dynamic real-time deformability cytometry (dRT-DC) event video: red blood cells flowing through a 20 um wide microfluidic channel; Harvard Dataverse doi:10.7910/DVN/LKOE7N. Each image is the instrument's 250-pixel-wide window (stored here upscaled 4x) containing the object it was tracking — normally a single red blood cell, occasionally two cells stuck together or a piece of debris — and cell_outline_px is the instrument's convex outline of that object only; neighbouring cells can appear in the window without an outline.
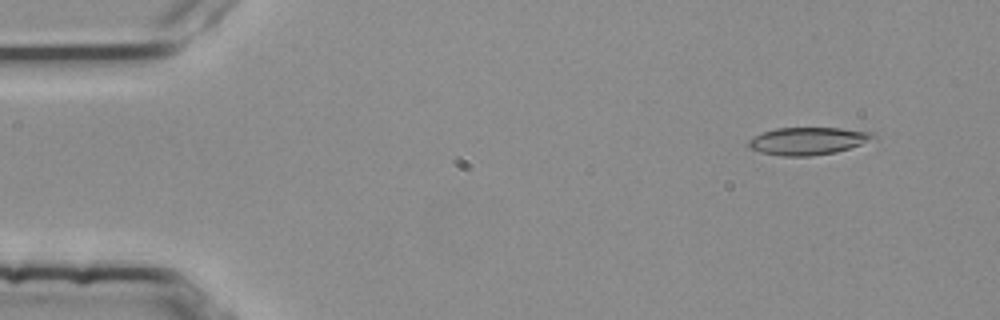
{"species": "common noctule bat (a hibernating species)", "species_latin": "Nyctalus noctula", "temperature_condition": "room temperature", "stored_images_in_passage": 51, "camera_frame_rate_fps": 3000, "um_per_image_px": 0.085, "animal": {"sex": "female", "body_mass_g": 25.1}, "frame": {"image": 1, "passage_image": 2, "time_ms": 0.333, "image_size_px": [1000, 320], "cell_outline_px": [[876, 136], [860, 144], [836, 152], [812, 156], [780, 156], [760, 152], [748, 148], [748, 140], [752, 136], [776, 128], [840, 128], [876, 132]], "centroid_in_image_um": [68.63, 11.98], "position_along_channel_um": 16.4, "area_um2": 20.0}}
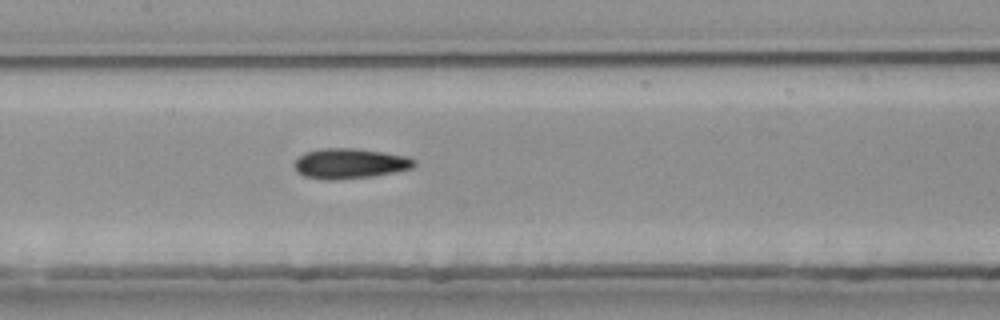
{"frame": {"image": 2, "passage_image": 23, "time_ms": 7.333, "image_size_px": [1000, 320], "cell_outline_px": [[416, 164], [412, 168], [396, 172], [372, 176], [336, 180], [324, 180], [304, 176], [296, 172], [292, 164], [304, 152], [320, 148], [356, 148], [384, 152], [408, 156], [416, 160]], "centroid_in_image_um": [29.72, 13.9], "position_along_channel_um": 177.7, "area_um2": 21.44}}
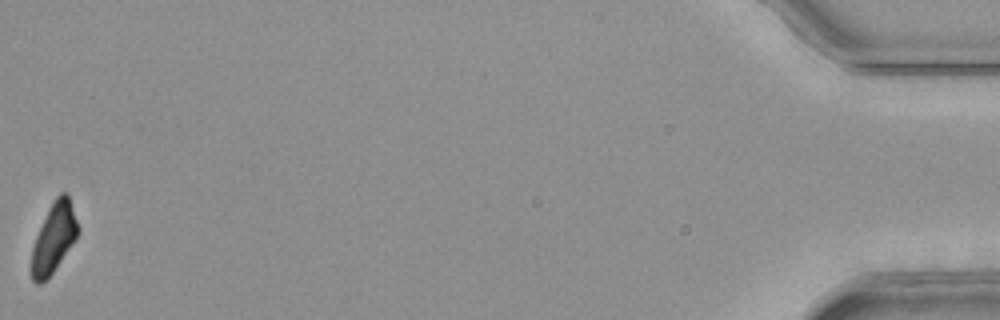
{"frame": {"image": 3, "passage_image": 51, "time_ms": 16.667, "image_size_px": [1000, 320], "cell_outline_px": [[80, 232], [52, 272], [40, 284], [36, 284], [32, 280], [28, 268], [32, 248], [36, 236], [56, 196], [60, 192], [68, 192], [80, 228]], "centroid_in_image_um": [4.56, 20.24], "position_along_channel_um": 430.6, "area_um2": 18.79}, "authors_computed_cell_mechanics": {"area_um2": 20.4034, "velocity_mm_per_s": 3.8108, "shape_relaxation_time_tau1_ms": 5.3604, "shape_relaxation_time_tau2_ms": 2.9491, "deformation_change_tau1": 0.1637, "deformation_change_tau2": 0.1074}}